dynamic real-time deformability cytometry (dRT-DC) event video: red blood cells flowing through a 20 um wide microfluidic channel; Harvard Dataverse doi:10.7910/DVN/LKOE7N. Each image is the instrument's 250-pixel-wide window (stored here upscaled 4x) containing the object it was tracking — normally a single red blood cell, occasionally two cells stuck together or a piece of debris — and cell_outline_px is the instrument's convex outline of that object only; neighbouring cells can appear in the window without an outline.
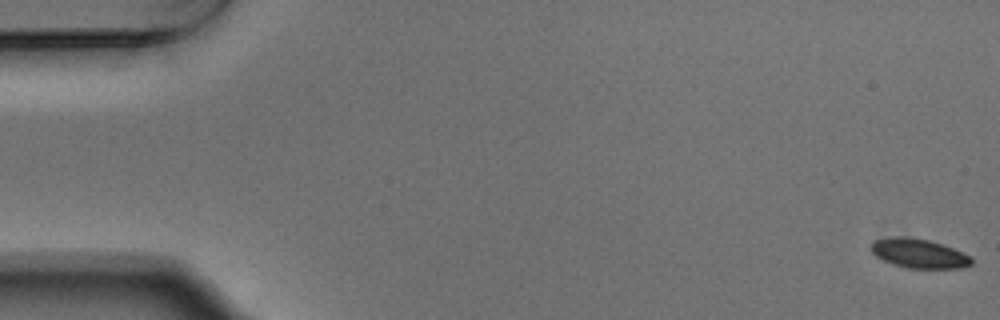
{"species": "Egyptian fruit bat (a non-hibernating species)", "species_latin": "Rousettus aegyptiacus", "temperature_condition": "warm", "stored_images_in_passage": 55, "camera_frame_rate_fps": 3000, "um_per_image_px": 0.085, "animal": {"sex": "male"}, "frame": {"image": 1, "passage_image": 1, "time_ms": 0.0, "image_size_px": [1000, 320], "cell_outline_px": [[972, 264], [960, 268], [908, 268], [892, 264], [876, 256], [872, 252], [872, 240], [888, 236], [904, 236], [928, 240], [952, 248], [972, 256]], "centroid_in_image_um": [78.08, 21.53], "position_along_channel_um": 6.9, "area_um2": 17.11}}
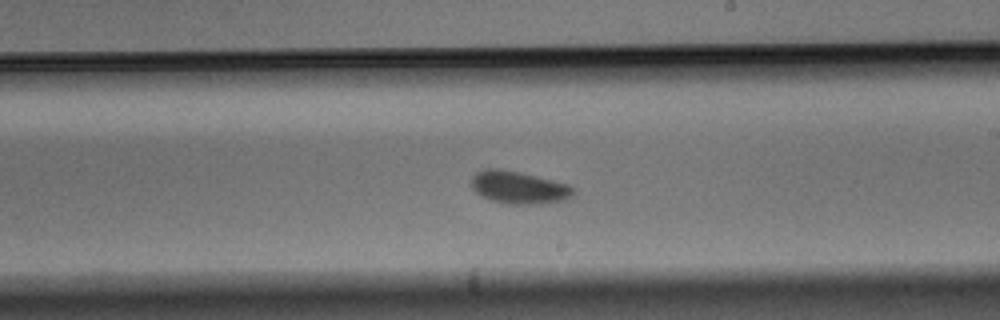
{"frame": {"image": 2, "passage_image": 32, "time_ms": 10.333, "image_size_px": [1000, 320], "cell_outline_px": [[576, 192], [572, 196], [564, 200], [544, 204], [508, 204], [492, 200], [476, 192], [472, 188], [472, 176], [476, 172], [484, 168], [500, 168], [520, 172], [568, 184], [576, 188]], "centroid_in_image_um": [44.13, 15.93], "position_along_channel_um": 244.9, "area_um2": 19.48}}
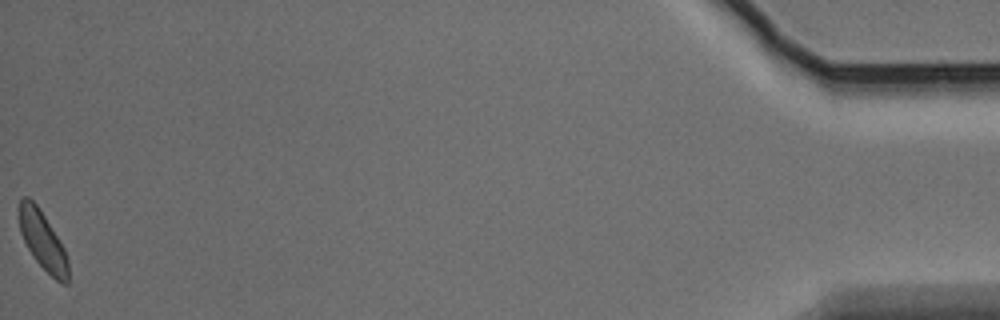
{"frame": {"image": 3, "passage_image": 55, "time_ms": 18.0, "image_size_px": [1000, 320], "cell_outline_px": [[68, 284], [64, 284], [56, 280], [36, 260], [28, 248], [20, 232], [20, 200], [24, 196], [28, 196], [36, 204], [44, 216], [64, 248], [68, 260]], "centroid_in_image_um": [3.64, 20.47], "position_along_channel_um": 431.6, "area_um2": 16.13}, "authors_computed_cell_mechanics": {"area_um2": 18.1492, "velocity_mm_per_s": 3.7178, "shape_relaxation_time_tau1_ms": 1.9015, "shape_relaxation_time_tau2_ms": null, "deformation_change_tau1": 0.0558, "deformation_change_tau2": null}}